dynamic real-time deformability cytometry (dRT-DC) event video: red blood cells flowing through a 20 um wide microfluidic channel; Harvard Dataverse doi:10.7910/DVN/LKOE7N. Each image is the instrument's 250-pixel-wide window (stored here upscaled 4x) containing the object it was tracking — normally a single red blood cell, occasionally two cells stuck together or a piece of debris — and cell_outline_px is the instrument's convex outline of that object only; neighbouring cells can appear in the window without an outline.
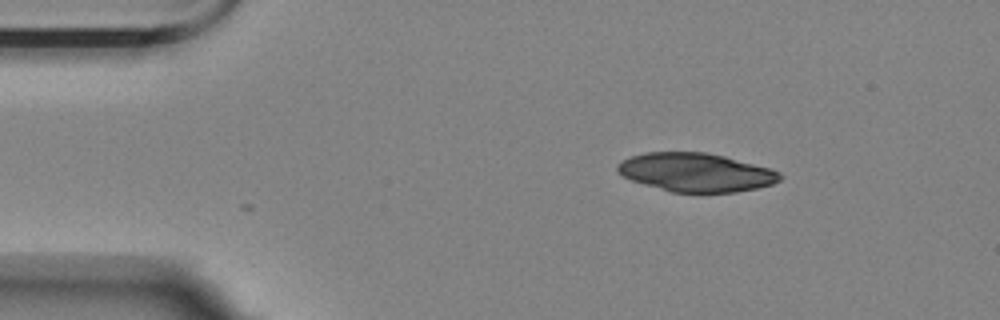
{"species": "Egyptian fruit bat (a non-hibernating species)", "species_latin": "Rousettus aegyptiacus", "temperature_condition": "room temperature", "stored_images_in_passage": 2, "camera_frame_rate_fps": 3000, "um_per_image_px": 0.085, "animal": {"sex": "female"}, "frame": {"image": 1, "passage_image": 2, "time_ms": 1.0, "image_size_px": [1000, 320], "cell_outline_px": [[784, 176], [780, 180], [772, 184], [756, 188], [736, 192], [672, 192], [644, 184], [632, 180], [624, 176], [616, 168], [616, 164], [620, 160], [628, 156], [644, 152], [708, 152], [772, 168], [780, 172]], "centroid_in_image_um": [59.16, 14.63], "position_along_channel_um": 25.8, "area_um2": 36.7}}